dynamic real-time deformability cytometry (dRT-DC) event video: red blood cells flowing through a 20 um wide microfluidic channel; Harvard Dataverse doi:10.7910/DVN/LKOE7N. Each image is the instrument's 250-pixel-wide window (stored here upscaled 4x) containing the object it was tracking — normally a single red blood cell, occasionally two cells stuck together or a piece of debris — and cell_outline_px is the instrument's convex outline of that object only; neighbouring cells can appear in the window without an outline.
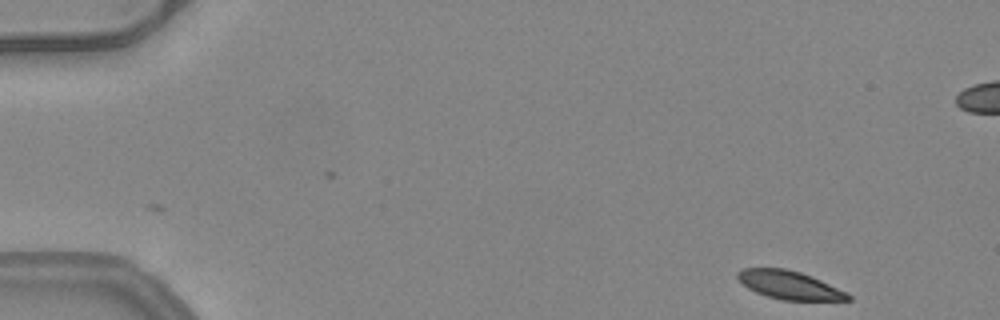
{"species": "common noctule bat (a hibernating species)", "species_latin": "Nyctalus noctula", "temperature_condition": "warm", "stored_images_in_passage": 14, "camera_frame_rate_fps": 3000, "um_per_image_px": 0.085, "animal": {"sex": "female", "body_mass_g": 24.6, "forearm_length_mm": 56.2}, "frame": {"image": 1, "passage_image": 1, "time_ms": 0.0, "image_size_px": [1000, 320], "cell_outline_px": [[852, 300], [784, 300], [768, 296], [756, 292], [748, 288], [736, 276], [736, 272], [744, 268], [784, 268], [800, 272], [812, 276], [848, 292], [852, 296]], "centroid_in_image_um": [67.13, 24.22], "position_along_channel_um": 17.9, "area_um2": 18.15}}
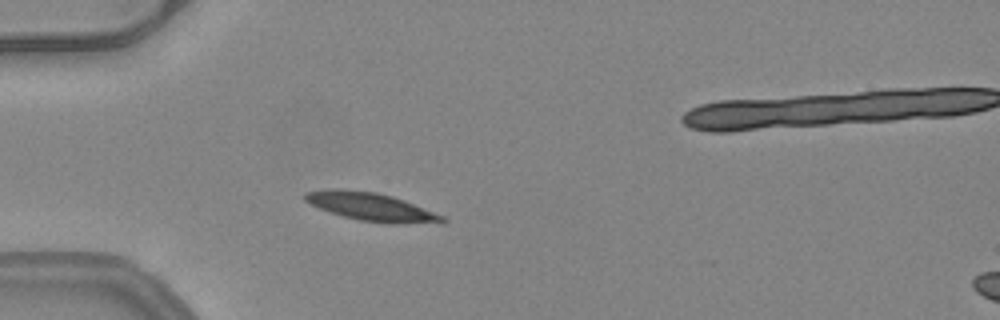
{"frame": {"image": 2, "passage_image": 12, "time_ms": 3.667, "image_size_px": [1000, 320], "cell_outline_px": [[448, 220], [444, 224], [360, 220], [328, 212], [304, 200], [304, 192], [328, 188], [344, 188], [376, 192], [392, 196], [404, 200], [444, 216]], "centroid_in_image_um": [31.52, 17.54], "position_along_channel_um": 53.5, "area_um2": 22.2}}